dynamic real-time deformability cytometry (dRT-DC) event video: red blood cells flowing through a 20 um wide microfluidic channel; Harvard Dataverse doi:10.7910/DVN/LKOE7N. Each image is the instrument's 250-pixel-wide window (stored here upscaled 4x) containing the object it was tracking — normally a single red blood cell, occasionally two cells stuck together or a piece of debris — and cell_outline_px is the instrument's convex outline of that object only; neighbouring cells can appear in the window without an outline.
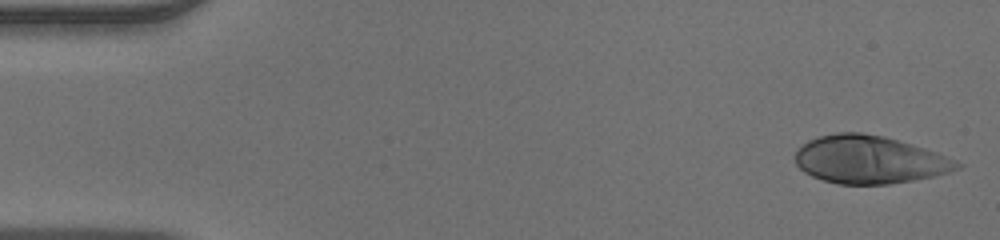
{"species": "human", "species_latin": "Homo sapiens", "temperature_condition": "warm", "stored_images_in_passage": 47, "camera_frame_rate_fps": 3000, "um_per_image_px": 0.085, "donor": {"sex": "male"}, "frame": {"image": 1, "passage_image": 1, "time_ms": 0.0, "image_size_px": [1000, 240], "cell_outline_px": [[964, 164], [960, 168], [948, 172], [932, 176], [912, 180], [888, 184], [836, 184], [812, 176], [804, 172], [796, 164], [796, 152], [808, 140], [820, 136], [836, 132], [860, 132], [884, 136], [924, 148], [936, 152], [956, 160]], "centroid_in_image_um": [73.9, 13.57], "position_along_channel_um": 11.1, "area_um2": 44.85}}
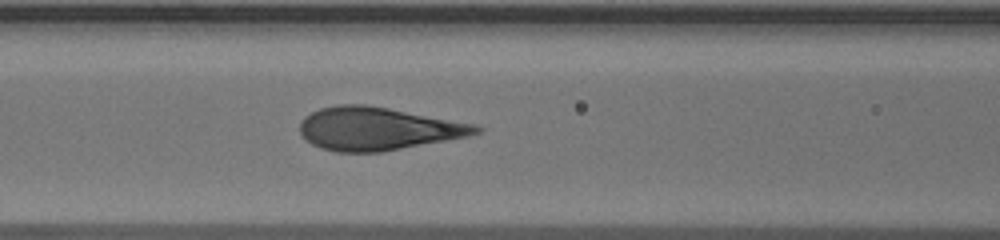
{"frame": {"image": 2, "passage_image": 19, "time_ms": 6.0, "image_size_px": [1000, 240], "cell_outline_px": [[484, 128], [480, 132], [468, 136], [380, 152], [336, 152], [320, 148], [312, 144], [300, 132], [300, 124], [304, 116], [320, 108], [336, 104], [364, 104], [388, 108], [476, 124]], "centroid_in_image_um": [32.1, 10.93], "position_along_channel_um": 134.5, "area_um2": 43.87}}
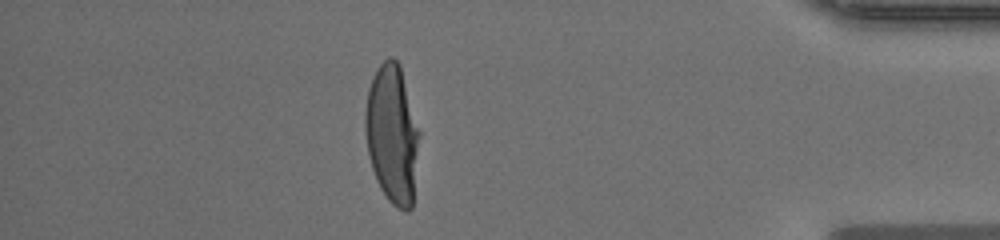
{"frame": {"image": 3, "passage_image": 41, "time_ms": 13.333, "image_size_px": [1000, 240], "cell_outline_px": [[420, 136], [412, 208], [408, 212], [404, 212], [396, 208], [388, 200], [380, 188], [376, 180], [372, 168], [368, 152], [364, 128], [364, 112], [368, 88], [372, 76], [376, 68], [388, 56], [392, 56], [400, 64], [420, 132]], "centroid_in_image_um": [33.33, 11.4], "position_along_channel_um": 401.9, "area_um2": 44.33}}